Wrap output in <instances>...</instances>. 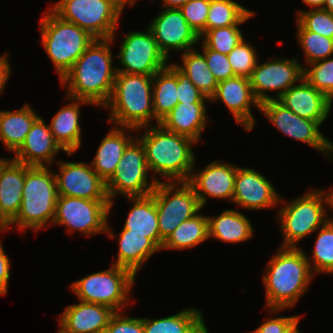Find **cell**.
Wrapping results in <instances>:
<instances>
[{
    "label": "cell",
    "mask_w": 333,
    "mask_h": 333,
    "mask_svg": "<svg viewBox=\"0 0 333 333\" xmlns=\"http://www.w3.org/2000/svg\"><path fill=\"white\" fill-rule=\"evenodd\" d=\"M112 38L95 39L60 80L68 86V97L105 106L111 98L116 68L112 67Z\"/></svg>",
    "instance_id": "6da1fadb"
},
{
    "label": "cell",
    "mask_w": 333,
    "mask_h": 333,
    "mask_svg": "<svg viewBox=\"0 0 333 333\" xmlns=\"http://www.w3.org/2000/svg\"><path fill=\"white\" fill-rule=\"evenodd\" d=\"M269 261L263 282L271 313L290 308L307 290L314 274L311 260L299 247H282Z\"/></svg>",
    "instance_id": "7a4b0ae2"
},
{
    "label": "cell",
    "mask_w": 333,
    "mask_h": 333,
    "mask_svg": "<svg viewBox=\"0 0 333 333\" xmlns=\"http://www.w3.org/2000/svg\"><path fill=\"white\" fill-rule=\"evenodd\" d=\"M148 128L138 138L144 146L148 170L159 173L171 182H187L195 168L191 145L197 142L166 130L161 124Z\"/></svg>",
    "instance_id": "3957f363"
},
{
    "label": "cell",
    "mask_w": 333,
    "mask_h": 333,
    "mask_svg": "<svg viewBox=\"0 0 333 333\" xmlns=\"http://www.w3.org/2000/svg\"><path fill=\"white\" fill-rule=\"evenodd\" d=\"M153 76L117 72L110 100L109 122L114 126L136 129L148 127L155 119L153 108Z\"/></svg>",
    "instance_id": "277c9868"
},
{
    "label": "cell",
    "mask_w": 333,
    "mask_h": 333,
    "mask_svg": "<svg viewBox=\"0 0 333 333\" xmlns=\"http://www.w3.org/2000/svg\"><path fill=\"white\" fill-rule=\"evenodd\" d=\"M48 166L25 165V182L22 201L16 217L4 228L11 224L22 230L31 228L35 231L45 227L48 221L53 223L58 199L55 173ZM51 219V220H50Z\"/></svg>",
    "instance_id": "5b68a950"
},
{
    "label": "cell",
    "mask_w": 333,
    "mask_h": 333,
    "mask_svg": "<svg viewBox=\"0 0 333 333\" xmlns=\"http://www.w3.org/2000/svg\"><path fill=\"white\" fill-rule=\"evenodd\" d=\"M41 41L60 80L95 40L76 24L64 21L51 10L40 20Z\"/></svg>",
    "instance_id": "8992f818"
},
{
    "label": "cell",
    "mask_w": 333,
    "mask_h": 333,
    "mask_svg": "<svg viewBox=\"0 0 333 333\" xmlns=\"http://www.w3.org/2000/svg\"><path fill=\"white\" fill-rule=\"evenodd\" d=\"M323 203L329 206L328 193L315 189L279 210L277 216L283 233L282 247H298L299 240L319 230L330 219L326 217Z\"/></svg>",
    "instance_id": "52a82bcc"
},
{
    "label": "cell",
    "mask_w": 333,
    "mask_h": 333,
    "mask_svg": "<svg viewBox=\"0 0 333 333\" xmlns=\"http://www.w3.org/2000/svg\"><path fill=\"white\" fill-rule=\"evenodd\" d=\"M50 10L95 39L112 38L123 11L112 0H60Z\"/></svg>",
    "instance_id": "ba28073f"
},
{
    "label": "cell",
    "mask_w": 333,
    "mask_h": 333,
    "mask_svg": "<svg viewBox=\"0 0 333 333\" xmlns=\"http://www.w3.org/2000/svg\"><path fill=\"white\" fill-rule=\"evenodd\" d=\"M135 277L128 269L112 265L108 270L77 280L70 288L80 301L102 304L119 312L130 299Z\"/></svg>",
    "instance_id": "9c48e42d"
},
{
    "label": "cell",
    "mask_w": 333,
    "mask_h": 333,
    "mask_svg": "<svg viewBox=\"0 0 333 333\" xmlns=\"http://www.w3.org/2000/svg\"><path fill=\"white\" fill-rule=\"evenodd\" d=\"M148 171L144 146L138 138H134L125 148L113 175L105 182L110 208L118 193L126 197L151 194L160 180L153 179L148 185Z\"/></svg>",
    "instance_id": "30bf717a"
},
{
    "label": "cell",
    "mask_w": 333,
    "mask_h": 333,
    "mask_svg": "<svg viewBox=\"0 0 333 333\" xmlns=\"http://www.w3.org/2000/svg\"><path fill=\"white\" fill-rule=\"evenodd\" d=\"M152 194L158 213L160 237L164 241L182 222L194 217L202 209L193 187L188 182L160 181Z\"/></svg>",
    "instance_id": "8fae6325"
},
{
    "label": "cell",
    "mask_w": 333,
    "mask_h": 333,
    "mask_svg": "<svg viewBox=\"0 0 333 333\" xmlns=\"http://www.w3.org/2000/svg\"><path fill=\"white\" fill-rule=\"evenodd\" d=\"M109 200H89L85 198L58 196L53 224L64 225L69 232L74 230L91 236L101 232H110L108 225V214L110 212Z\"/></svg>",
    "instance_id": "7c38bea8"
},
{
    "label": "cell",
    "mask_w": 333,
    "mask_h": 333,
    "mask_svg": "<svg viewBox=\"0 0 333 333\" xmlns=\"http://www.w3.org/2000/svg\"><path fill=\"white\" fill-rule=\"evenodd\" d=\"M123 69L117 72L153 76L168 66V59L158 48L150 29L146 32L132 31L124 37L119 54Z\"/></svg>",
    "instance_id": "4fadbf2b"
},
{
    "label": "cell",
    "mask_w": 333,
    "mask_h": 333,
    "mask_svg": "<svg viewBox=\"0 0 333 333\" xmlns=\"http://www.w3.org/2000/svg\"><path fill=\"white\" fill-rule=\"evenodd\" d=\"M259 110L288 137L312 146L325 156L333 152V144L319 131L320 123L294 114L277 99L262 102Z\"/></svg>",
    "instance_id": "5bb4252c"
},
{
    "label": "cell",
    "mask_w": 333,
    "mask_h": 333,
    "mask_svg": "<svg viewBox=\"0 0 333 333\" xmlns=\"http://www.w3.org/2000/svg\"><path fill=\"white\" fill-rule=\"evenodd\" d=\"M303 78V66L298 58L270 60L258 64L249 77L255 98L260 102L278 99L290 87ZM278 90L277 98L266 95L267 91ZM280 90V91H279Z\"/></svg>",
    "instance_id": "9a60e30c"
},
{
    "label": "cell",
    "mask_w": 333,
    "mask_h": 333,
    "mask_svg": "<svg viewBox=\"0 0 333 333\" xmlns=\"http://www.w3.org/2000/svg\"><path fill=\"white\" fill-rule=\"evenodd\" d=\"M60 174L55 173L58 195L109 200L105 181L96 173L91 164L84 162L58 161Z\"/></svg>",
    "instance_id": "2e32d148"
},
{
    "label": "cell",
    "mask_w": 333,
    "mask_h": 333,
    "mask_svg": "<svg viewBox=\"0 0 333 333\" xmlns=\"http://www.w3.org/2000/svg\"><path fill=\"white\" fill-rule=\"evenodd\" d=\"M160 51L169 58L171 49L186 52L193 49L200 37L186 22L180 9L165 8L148 27Z\"/></svg>",
    "instance_id": "e0dca14e"
},
{
    "label": "cell",
    "mask_w": 333,
    "mask_h": 333,
    "mask_svg": "<svg viewBox=\"0 0 333 333\" xmlns=\"http://www.w3.org/2000/svg\"><path fill=\"white\" fill-rule=\"evenodd\" d=\"M281 197L272 183L254 169L237 168L233 203L251 210L274 207Z\"/></svg>",
    "instance_id": "ac0fdd59"
},
{
    "label": "cell",
    "mask_w": 333,
    "mask_h": 333,
    "mask_svg": "<svg viewBox=\"0 0 333 333\" xmlns=\"http://www.w3.org/2000/svg\"><path fill=\"white\" fill-rule=\"evenodd\" d=\"M221 100L233 114L236 122L243 125L248 131L255 126L250 105L260 109V102L255 98L250 80L244 76H234L218 82L211 101Z\"/></svg>",
    "instance_id": "d6986e66"
},
{
    "label": "cell",
    "mask_w": 333,
    "mask_h": 333,
    "mask_svg": "<svg viewBox=\"0 0 333 333\" xmlns=\"http://www.w3.org/2000/svg\"><path fill=\"white\" fill-rule=\"evenodd\" d=\"M219 162H211L196 174L192 172L187 181L193 187L202 208L207 202V197L233 200L238 166Z\"/></svg>",
    "instance_id": "ffe728a7"
},
{
    "label": "cell",
    "mask_w": 333,
    "mask_h": 333,
    "mask_svg": "<svg viewBox=\"0 0 333 333\" xmlns=\"http://www.w3.org/2000/svg\"><path fill=\"white\" fill-rule=\"evenodd\" d=\"M298 85L290 87L277 100L294 114L322 125L327 119L332 102L302 78Z\"/></svg>",
    "instance_id": "44dd1931"
},
{
    "label": "cell",
    "mask_w": 333,
    "mask_h": 333,
    "mask_svg": "<svg viewBox=\"0 0 333 333\" xmlns=\"http://www.w3.org/2000/svg\"><path fill=\"white\" fill-rule=\"evenodd\" d=\"M63 150L51 133L49 125L39 116L31 126L14 161L28 166H49L58 151ZM46 162V164H45Z\"/></svg>",
    "instance_id": "7402d4cb"
},
{
    "label": "cell",
    "mask_w": 333,
    "mask_h": 333,
    "mask_svg": "<svg viewBox=\"0 0 333 333\" xmlns=\"http://www.w3.org/2000/svg\"><path fill=\"white\" fill-rule=\"evenodd\" d=\"M25 182V164L5 159L0 165V231L16 217Z\"/></svg>",
    "instance_id": "603a6c76"
},
{
    "label": "cell",
    "mask_w": 333,
    "mask_h": 333,
    "mask_svg": "<svg viewBox=\"0 0 333 333\" xmlns=\"http://www.w3.org/2000/svg\"><path fill=\"white\" fill-rule=\"evenodd\" d=\"M115 312L102 304L81 301L67 306L59 324L69 333H96L106 329Z\"/></svg>",
    "instance_id": "cb8c5ba5"
},
{
    "label": "cell",
    "mask_w": 333,
    "mask_h": 333,
    "mask_svg": "<svg viewBox=\"0 0 333 333\" xmlns=\"http://www.w3.org/2000/svg\"><path fill=\"white\" fill-rule=\"evenodd\" d=\"M132 200L133 207L127 215L122 230L129 233L145 234L160 250L164 240L160 237L158 225V213L154 195L127 197Z\"/></svg>",
    "instance_id": "d4e9b609"
},
{
    "label": "cell",
    "mask_w": 333,
    "mask_h": 333,
    "mask_svg": "<svg viewBox=\"0 0 333 333\" xmlns=\"http://www.w3.org/2000/svg\"><path fill=\"white\" fill-rule=\"evenodd\" d=\"M205 103H178L161 121L166 130L198 142L207 123Z\"/></svg>",
    "instance_id": "484cf974"
},
{
    "label": "cell",
    "mask_w": 333,
    "mask_h": 333,
    "mask_svg": "<svg viewBox=\"0 0 333 333\" xmlns=\"http://www.w3.org/2000/svg\"><path fill=\"white\" fill-rule=\"evenodd\" d=\"M75 102L60 109L49 125L52 135L68 155L78 150L81 145V127L79 124L80 105L91 104L82 99L70 98ZM80 104V105H79Z\"/></svg>",
    "instance_id": "4316f807"
},
{
    "label": "cell",
    "mask_w": 333,
    "mask_h": 333,
    "mask_svg": "<svg viewBox=\"0 0 333 333\" xmlns=\"http://www.w3.org/2000/svg\"><path fill=\"white\" fill-rule=\"evenodd\" d=\"M137 131L129 127L114 126L98 147L94 160L90 163L96 173L106 182L118 167L127 145L134 139L126 131Z\"/></svg>",
    "instance_id": "83f0119b"
},
{
    "label": "cell",
    "mask_w": 333,
    "mask_h": 333,
    "mask_svg": "<svg viewBox=\"0 0 333 333\" xmlns=\"http://www.w3.org/2000/svg\"><path fill=\"white\" fill-rule=\"evenodd\" d=\"M118 238L119 253L117 261L113 265L128 269L135 276L143 263L160 250L145 234L121 230Z\"/></svg>",
    "instance_id": "f1b7e54d"
},
{
    "label": "cell",
    "mask_w": 333,
    "mask_h": 333,
    "mask_svg": "<svg viewBox=\"0 0 333 333\" xmlns=\"http://www.w3.org/2000/svg\"><path fill=\"white\" fill-rule=\"evenodd\" d=\"M39 116L30 105L16 111H0V140L8 151L16 152Z\"/></svg>",
    "instance_id": "f546056e"
},
{
    "label": "cell",
    "mask_w": 333,
    "mask_h": 333,
    "mask_svg": "<svg viewBox=\"0 0 333 333\" xmlns=\"http://www.w3.org/2000/svg\"><path fill=\"white\" fill-rule=\"evenodd\" d=\"M209 238L228 243H239L251 239L253 227L251 221L239 211L230 209L218 217H208Z\"/></svg>",
    "instance_id": "4dcf8cb0"
},
{
    "label": "cell",
    "mask_w": 333,
    "mask_h": 333,
    "mask_svg": "<svg viewBox=\"0 0 333 333\" xmlns=\"http://www.w3.org/2000/svg\"><path fill=\"white\" fill-rule=\"evenodd\" d=\"M144 333H209L202 313L187 308L169 317L143 319Z\"/></svg>",
    "instance_id": "1f68e13d"
},
{
    "label": "cell",
    "mask_w": 333,
    "mask_h": 333,
    "mask_svg": "<svg viewBox=\"0 0 333 333\" xmlns=\"http://www.w3.org/2000/svg\"><path fill=\"white\" fill-rule=\"evenodd\" d=\"M209 239L208 217L196 214L182 222L164 241L163 249H187Z\"/></svg>",
    "instance_id": "d6a6232c"
},
{
    "label": "cell",
    "mask_w": 333,
    "mask_h": 333,
    "mask_svg": "<svg viewBox=\"0 0 333 333\" xmlns=\"http://www.w3.org/2000/svg\"><path fill=\"white\" fill-rule=\"evenodd\" d=\"M153 108L156 123L178 104L177 76L168 68L153 75Z\"/></svg>",
    "instance_id": "836d02e7"
},
{
    "label": "cell",
    "mask_w": 333,
    "mask_h": 333,
    "mask_svg": "<svg viewBox=\"0 0 333 333\" xmlns=\"http://www.w3.org/2000/svg\"><path fill=\"white\" fill-rule=\"evenodd\" d=\"M183 65L175 64L176 67L195 85V87L205 95L211 98L217 88L218 82L207 66L206 59L202 53L194 49L188 50L182 54Z\"/></svg>",
    "instance_id": "e575fe53"
},
{
    "label": "cell",
    "mask_w": 333,
    "mask_h": 333,
    "mask_svg": "<svg viewBox=\"0 0 333 333\" xmlns=\"http://www.w3.org/2000/svg\"><path fill=\"white\" fill-rule=\"evenodd\" d=\"M255 13L233 0H210L206 31L219 27L240 25Z\"/></svg>",
    "instance_id": "d590c367"
},
{
    "label": "cell",
    "mask_w": 333,
    "mask_h": 333,
    "mask_svg": "<svg viewBox=\"0 0 333 333\" xmlns=\"http://www.w3.org/2000/svg\"><path fill=\"white\" fill-rule=\"evenodd\" d=\"M297 37L306 55L307 65L329 58L333 54V39L306 30L297 21Z\"/></svg>",
    "instance_id": "8d00e7d4"
},
{
    "label": "cell",
    "mask_w": 333,
    "mask_h": 333,
    "mask_svg": "<svg viewBox=\"0 0 333 333\" xmlns=\"http://www.w3.org/2000/svg\"><path fill=\"white\" fill-rule=\"evenodd\" d=\"M313 251V272L333 273V218L321 226Z\"/></svg>",
    "instance_id": "74e56055"
},
{
    "label": "cell",
    "mask_w": 333,
    "mask_h": 333,
    "mask_svg": "<svg viewBox=\"0 0 333 333\" xmlns=\"http://www.w3.org/2000/svg\"><path fill=\"white\" fill-rule=\"evenodd\" d=\"M308 66L303 67V78L333 103V58H326Z\"/></svg>",
    "instance_id": "f35d334b"
},
{
    "label": "cell",
    "mask_w": 333,
    "mask_h": 333,
    "mask_svg": "<svg viewBox=\"0 0 333 333\" xmlns=\"http://www.w3.org/2000/svg\"><path fill=\"white\" fill-rule=\"evenodd\" d=\"M203 35L204 36L200 37V40H203V43L209 49L225 55H228L241 41L244 40L238 25L214 28L207 30Z\"/></svg>",
    "instance_id": "ab89813d"
},
{
    "label": "cell",
    "mask_w": 333,
    "mask_h": 333,
    "mask_svg": "<svg viewBox=\"0 0 333 333\" xmlns=\"http://www.w3.org/2000/svg\"><path fill=\"white\" fill-rule=\"evenodd\" d=\"M297 21L306 29L333 39V13L324 9L299 11Z\"/></svg>",
    "instance_id": "60d3db41"
},
{
    "label": "cell",
    "mask_w": 333,
    "mask_h": 333,
    "mask_svg": "<svg viewBox=\"0 0 333 333\" xmlns=\"http://www.w3.org/2000/svg\"><path fill=\"white\" fill-rule=\"evenodd\" d=\"M229 63L236 76L250 77L258 57L250 43L241 41L228 55Z\"/></svg>",
    "instance_id": "b9f144b4"
},
{
    "label": "cell",
    "mask_w": 333,
    "mask_h": 333,
    "mask_svg": "<svg viewBox=\"0 0 333 333\" xmlns=\"http://www.w3.org/2000/svg\"><path fill=\"white\" fill-rule=\"evenodd\" d=\"M209 7L210 0H190L179 8L186 22L199 37L206 32Z\"/></svg>",
    "instance_id": "7bdbcfd3"
},
{
    "label": "cell",
    "mask_w": 333,
    "mask_h": 333,
    "mask_svg": "<svg viewBox=\"0 0 333 333\" xmlns=\"http://www.w3.org/2000/svg\"><path fill=\"white\" fill-rule=\"evenodd\" d=\"M167 67L177 76L178 103H205V100H210L195 87L188 76L182 73L175 64H168Z\"/></svg>",
    "instance_id": "ee69618b"
},
{
    "label": "cell",
    "mask_w": 333,
    "mask_h": 333,
    "mask_svg": "<svg viewBox=\"0 0 333 333\" xmlns=\"http://www.w3.org/2000/svg\"><path fill=\"white\" fill-rule=\"evenodd\" d=\"M203 55L207 66L217 82L236 76L225 54L209 49L203 43Z\"/></svg>",
    "instance_id": "f6af8a7d"
},
{
    "label": "cell",
    "mask_w": 333,
    "mask_h": 333,
    "mask_svg": "<svg viewBox=\"0 0 333 333\" xmlns=\"http://www.w3.org/2000/svg\"><path fill=\"white\" fill-rule=\"evenodd\" d=\"M123 316L122 313L115 312L104 331L106 333H144L143 318Z\"/></svg>",
    "instance_id": "bcb514c9"
},
{
    "label": "cell",
    "mask_w": 333,
    "mask_h": 333,
    "mask_svg": "<svg viewBox=\"0 0 333 333\" xmlns=\"http://www.w3.org/2000/svg\"><path fill=\"white\" fill-rule=\"evenodd\" d=\"M299 316L269 318L252 333H284Z\"/></svg>",
    "instance_id": "7dc6e473"
},
{
    "label": "cell",
    "mask_w": 333,
    "mask_h": 333,
    "mask_svg": "<svg viewBox=\"0 0 333 333\" xmlns=\"http://www.w3.org/2000/svg\"><path fill=\"white\" fill-rule=\"evenodd\" d=\"M10 279V260L5 254L0 241V295L7 292L8 281Z\"/></svg>",
    "instance_id": "c3c4849f"
},
{
    "label": "cell",
    "mask_w": 333,
    "mask_h": 333,
    "mask_svg": "<svg viewBox=\"0 0 333 333\" xmlns=\"http://www.w3.org/2000/svg\"><path fill=\"white\" fill-rule=\"evenodd\" d=\"M6 55L0 56V94L3 92L6 82L10 77V64Z\"/></svg>",
    "instance_id": "681fc988"
},
{
    "label": "cell",
    "mask_w": 333,
    "mask_h": 333,
    "mask_svg": "<svg viewBox=\"0 0 333 333\" xmlns=\"http://www.w3.org/2000/svg\"><path fill=\"white\" fill-rule=\"evenodd\" d=\"M164 1L163 6L166 8H177L179 9L182 5L186 4L190 0H162Z\"/></svg>",
    "instance_id": "f907efd6"
},
{
    "label": "cell",
    "mask_w": 333,
    "mask_h": 333,
    "mask_svg": "<svg viewBox=\"0 0 333 333\" xmlns=\"http://www.w3.org/2000/svg\"><path fill=\"white\" fill-rule=\"evenodd\" d=\"M302 1L314 9H323L324 7V0H302Z\"/></svg>",
    "instance_id": "816d5d0a"
},
{
    "label": "cell",
    "mask_w": 333,
    "mask_h": 333,
    "mask_svg": "<svg viewBox=\"0 0 333 333\" xmlns=\"http://www.w3.org/2000/svg\"><path fill=\"white\" fill-rule=\"evenodd\" d=\"M116 5H118L122 10H124L125 5L129 4L130 6H133L135 4L136 0H112Z\"/></svg>",
    "instance_id": "f5cc1de1"
},
{
    "label": "cell",
    "mask_w": 333,
    "mask_h": 333,
    "mask_svg": "<svg viewBox=\"0 0 333 333\" xmlns=\"http://www.w3.org/2000/svg\"><path fill=\"white\" fill-rule=\"evenodd\" d=\"M300 317L298 319H296L289 327L288 329L284 332V333H300L298 327V323H299Z\"/></svg>",
    "instance_id": "db71d44e"
},
{
    "label": "cell",
    "mask_w": 333,
    "mask_h": 333,
    "mask_svg": "<svg viewBox=\"0 0 333 333\" xmlns=\"http://www.w3.org/2000/svg\"><path fill=\"white\" fill-rule=\"evenodd\" d=\"M323 9L333 13V0H324Z\"/></svg>",
    "instance_id": "11a10c76"
},
{
    "label": "cell",
    "mask_w": 333,
    "mask_h": 333,
    "mask_svg": "<svg viewBox=\"0 0 333 333\" xmlns=\"http://www.w3.org/2000/svg\"><path fill=\"white\" fill-rule=\"evenodd\" d=\"M328 197H329V207L333 210V189L328 192Z\"/></svg>",
    "instance_id": "9f6ffc18"
},
{
    "label": "cell",
    "mask_w": 333,
    "mask_h": 333,
    "mask_svg": "<svg viewBox=\"0 0 333 333\" xmlns=\"http://www.w3.org/2000/svg\"><path fill=\"white\" fill-rule=\"evenodd\" d=\"M58 333H69V332L65 331V330L60 326V329H59Z\"/></svg>",
    "instance_id": "6f0895ef"
},
{
    "label": "cell",
    "mask_w": 333,
    "mask_h": 333,
    "mask_svg": "<svg viewBox=\"0 0 333 333\" xmlns=\"http://www.w3.org/2000/svg\"><path fill=\"white\" fill-rule=\"evenodd\" d=\"M5 160V158H0V165L2 164V162Z\"/></svg>",
    "instance_id": "680465c9"
}]
</instances>
